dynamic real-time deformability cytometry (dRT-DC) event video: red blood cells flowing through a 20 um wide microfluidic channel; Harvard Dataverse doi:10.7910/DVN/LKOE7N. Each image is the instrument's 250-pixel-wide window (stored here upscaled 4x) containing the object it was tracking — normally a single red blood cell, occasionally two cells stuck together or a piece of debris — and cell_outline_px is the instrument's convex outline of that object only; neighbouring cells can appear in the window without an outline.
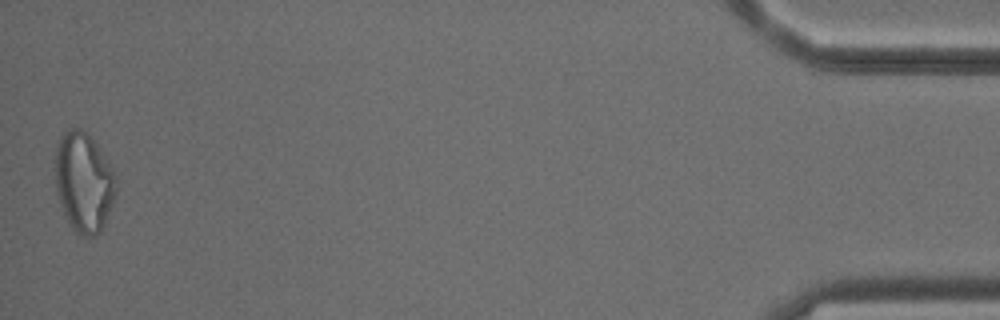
{"species": "common noctule bat (a hibernating species)", "species_latin": "Nyctalus noctula", "temperature_condition": "cold", "stored_images_in_passage": 46, "camera_frame_rate_fps": 3000, "um_per_image_px": 0.085, "animal": {"sex": "male", "body_mass_g": 18.8}, "frame": {"image": 1, "passage_image": 46, "time_ms": 15.0, "image_size_px": [1000, 320], "cell_outline_px": [[116, 192], [112, 204], [104, 224], [100, 232], [96, 236], [80, 236], [68, 224], [64, 216], [56, 192], [56, 148], [60, 136], [68, 128], [80, 128], [88, 132], [112, 168], [116, 180]], "centroid_in_image_um": [7.11, 15.49], "position_along_channel_um": 428.1, "area_um2": 35.43}}